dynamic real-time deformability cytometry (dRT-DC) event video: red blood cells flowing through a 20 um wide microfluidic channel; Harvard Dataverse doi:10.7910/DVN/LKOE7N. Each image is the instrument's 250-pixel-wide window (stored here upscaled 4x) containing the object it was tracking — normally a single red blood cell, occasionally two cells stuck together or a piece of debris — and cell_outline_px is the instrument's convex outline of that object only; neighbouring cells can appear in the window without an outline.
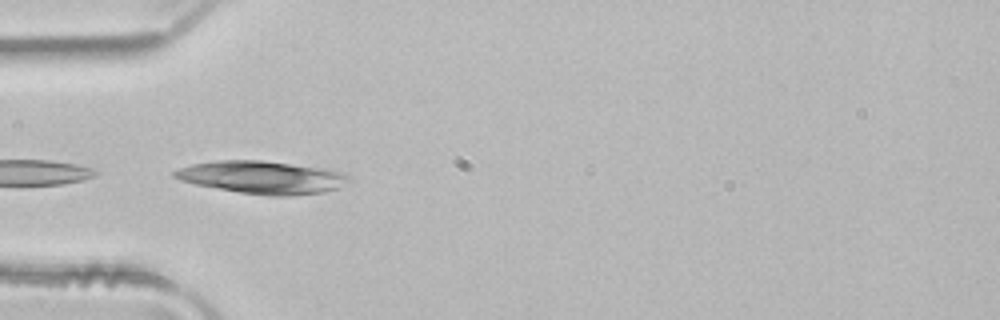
{"species": "common noctule bat (a hibernating species)", "species_latin": "Nyctalus noctula", "temperature_condition": "room temperature", "stored_images_in_passage": 4, "camera_frame_rate_fps": 3000, "um_per_image_px": 0.085, "animal": {"sex": "male", "body_mass_g": 21.5, "forearm_length_mm": 52.0}, "frame": {"image": 1, "passage_image": 4, "time_ms": 1.0, "image_size_px": [1000, 320], "cell_outline_px": [[356, 180], [340, 188], [324, 192], [292, 196], [272, 196], [240, 192], [196, 184], [180, 180], [172, 176], [172, 172], [180, 168], [192, 164], [216, 160], [264, 160], [328, 168], [352, 176]], "centroid_in_image_um": [22.41, 15.07], "position_along_channel_um": 62.6, "area_um2": 33.76}}